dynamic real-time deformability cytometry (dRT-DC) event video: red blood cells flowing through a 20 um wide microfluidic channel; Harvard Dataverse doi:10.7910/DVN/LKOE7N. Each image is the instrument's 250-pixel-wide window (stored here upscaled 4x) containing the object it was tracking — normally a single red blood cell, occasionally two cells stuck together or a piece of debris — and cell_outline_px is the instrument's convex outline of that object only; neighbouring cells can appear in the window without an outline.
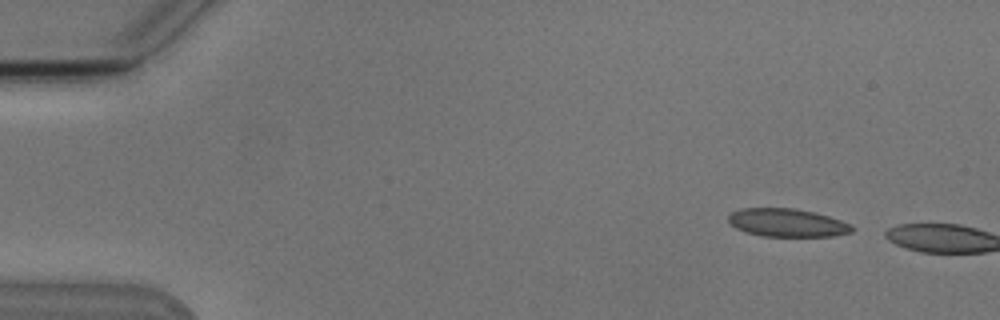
{"species": "Egyptian fruit bat (a non-hibernating species)", "species_latin": "Rousettus aegyptiacus", "temperature_condition": "cold", "stored_images_in_passage": 3, "camera_frame_rate_fps": 3000, "um_per_image_px": 0.085, "animal": {"sex": "male"}, "frame": {"image": 1, "passage_image": 1, "time_ms": 0.0, "image_size_px": [1000, 320], "cell_outline_px": [[856, 228], [852, 232], [836, 236], [764, 236], [748, 232], [736, 228], [728, 220], [728, 216], [732, 212], [740, 208], [796, 208], [828, 216], [852, 224]], "centroid_in_image_um": [66.95, 18.93], "position_along_channel_um": 18.0, "area_um2": 20.23}}